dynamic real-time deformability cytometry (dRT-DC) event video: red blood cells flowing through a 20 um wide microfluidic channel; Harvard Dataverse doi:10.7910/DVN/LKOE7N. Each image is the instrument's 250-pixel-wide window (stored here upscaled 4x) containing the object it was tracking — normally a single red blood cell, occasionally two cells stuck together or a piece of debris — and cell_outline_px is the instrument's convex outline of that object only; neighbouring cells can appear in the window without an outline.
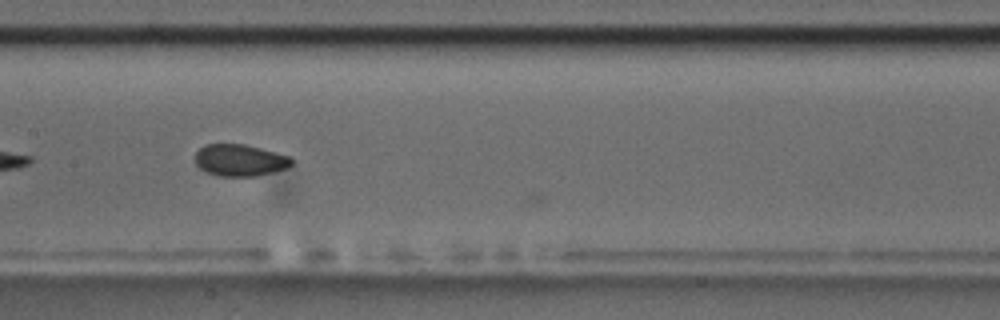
{"species": "common noctule bat (a hibernating species)", "species_latin": "Nyctalus noctula", "temperature_condition": "room temperature", "stored_images_in_passage": 17, "camera_frame_rate_fps": 3000, "um_per_image_px": 0.085, "animal": {"sex": "male", "body_mass_g": 17.5, "forearm_length_mm": 52.3}, "frame": {"image": 1, "passage_image": 16, "time_ms": 5.0, "image_size_px": [1000, 320], "cell_outline_px": [[292, 164], [288, 168], [256, 176], [220, 176], [204, 172], [196, 164], [196, 152], [204, 144], [244, 144], [276, 152], [288, 156], [292, 160]], "centroid_in_image_um": [20.38, 13.62], "position_along_channel_um": 187.0, "area_um2": 17.86}}